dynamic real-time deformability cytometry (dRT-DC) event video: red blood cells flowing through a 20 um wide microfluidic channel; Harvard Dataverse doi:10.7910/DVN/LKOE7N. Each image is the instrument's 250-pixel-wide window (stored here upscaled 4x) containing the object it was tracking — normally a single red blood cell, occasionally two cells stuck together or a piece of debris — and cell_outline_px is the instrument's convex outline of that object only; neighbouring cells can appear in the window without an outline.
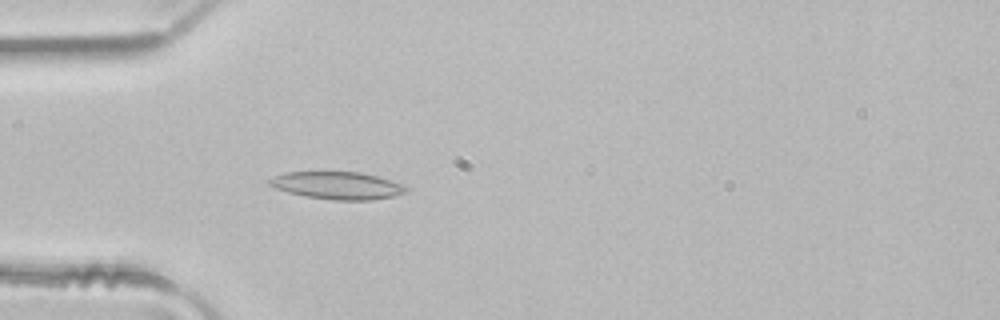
{"species": "common noctule bat (a hibernating species)", "species_latin": "Nyctalus noctula", "temperature_condition": "room temperature", "stored_images_in_passage": 36, "camera_frame_rate_fps": 3000, "um_per_image_px": 0.085, "animal": {"sex": "male", "body_mass_g": 21.5, "forearm_length_mm": 52.0}, "frame": {"image": 1, "passage_image": 1, "time_ms": 0.0, "image_size_px": [1000, 320], "cell_outline_px": [[408, 188], [404, 192], [392, 196], [372, 200], [332, 200], [304, 196], [288, 192], [276, 188], [268, 184], [264, 180], [284, 172], [360, 172], [376, 176], [400, 184]], "centroid_in_image_um": [28.58, 15.76], "position_along_channel_um": 56.4, "area_um2": 21.73}}
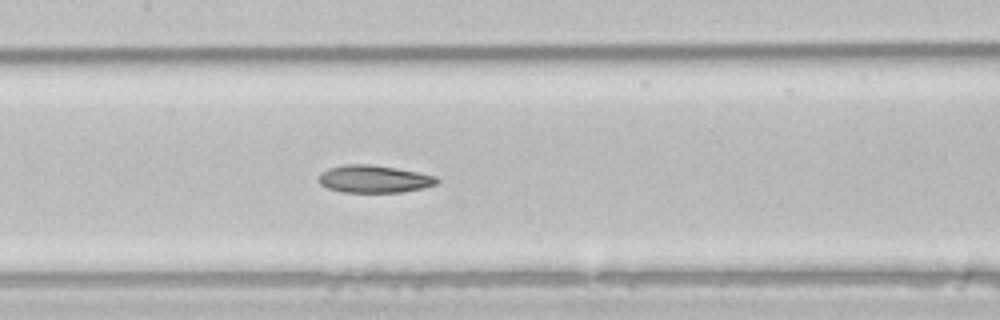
{"frame": {"image": 2, "passage_image": 10, "time_ms": 3.0, "image_size_px": [1000, 320], "cell_outline_px": [[440, 180], [436, 184], [424, 188], [404, 192], [344, 192], [328, 188], [320, 184], [320, 172], [328, 168], [344, 164], [368, 164], [396, 168], [436, 176]], "centroid_in_image_um": [31.8, 15.21], "position_along_channel_um": 175.6, "area_um2": 18.9}}
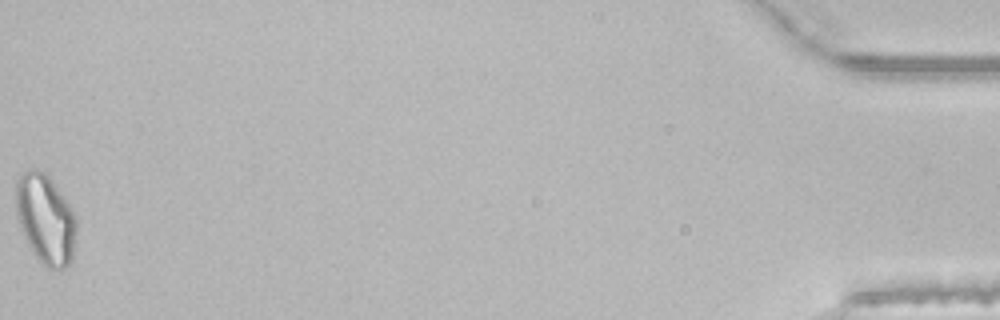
{"frame": {"image": 3, "passage_image": 36, "time_ms": 11.667, "image_size_px": [1000, 320], "cell_outline_px": [[76, 232], [72, 260], [60, 272], [48, 268], [36, 256], [20, 228], [16, 216], [16, 180], [28, 168], [36, 168], [44, 172], [68, 204], [76, 220]], "centroid_in_image_um": [3.85, 18.64], "position_along_channel_um": 431.3, "area_um2": 31.21}, "authors_computed_cell_mechanics": {"area_um2": 19.5942, "velocity_mm_per_s": 4.1239, "shape_relaxation_time_tau1_ms": null, "shape_relaxation_time_tau2_ms": 4.6029, "deformation_change_tau1": null, "deformation_change_tau2": 0.1209}}